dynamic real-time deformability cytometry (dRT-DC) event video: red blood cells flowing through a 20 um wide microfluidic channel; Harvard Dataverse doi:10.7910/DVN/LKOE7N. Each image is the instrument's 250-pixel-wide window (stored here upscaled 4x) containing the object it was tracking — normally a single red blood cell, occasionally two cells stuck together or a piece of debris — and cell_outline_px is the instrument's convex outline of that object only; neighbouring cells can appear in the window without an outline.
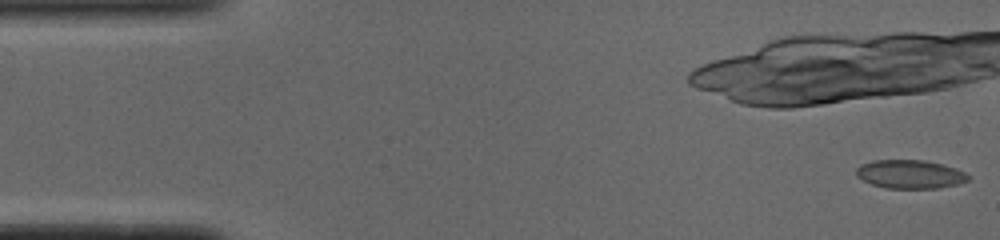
{"species": "common noctule bat (a hibernating species)", "species_latin": "Nyctalus noctula", "temperature_condition": "cold", "stored_images_in_passage": 11, "camera_frame_rate_fps": 3000, "um_per_image_px": 0.085, "animal": {"sex": "male", "body_mass_g": 19.0, "forearm_length_mm": 50.8}, "frame": {"image": 1, "passage_image": 1, "time_ms": 0.0, "image_size_px": [1000, 240], "cell_outline_px": [[972, 176], [968, 180], [956, 184], [936, 188], [884, 188], [872, 184], [856, 176], [856, 168], [860, 164], [872, 160], [924, 160], [956, 168]], "centroid_in_image_um": [77.33, 14.8], "position_along_channel_um": 7.7, "area_um2": 18.61}}